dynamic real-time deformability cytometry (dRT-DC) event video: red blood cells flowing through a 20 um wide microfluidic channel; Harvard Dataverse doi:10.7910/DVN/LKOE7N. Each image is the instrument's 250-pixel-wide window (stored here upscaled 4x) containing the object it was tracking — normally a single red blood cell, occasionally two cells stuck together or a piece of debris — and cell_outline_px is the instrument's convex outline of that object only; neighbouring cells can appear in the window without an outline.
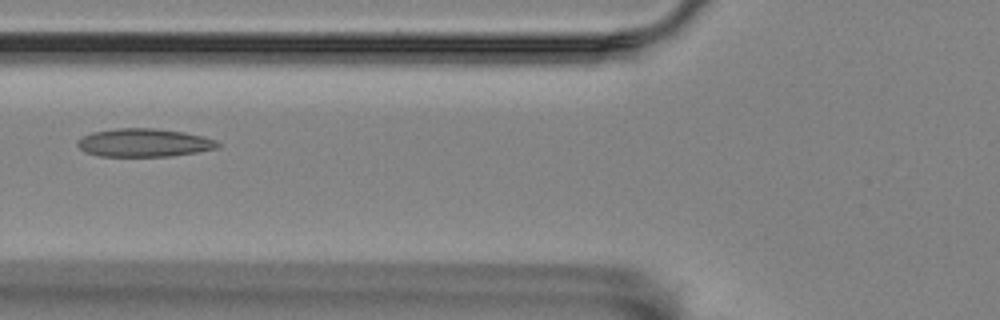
{"species": "Egyptian fruit bat (a non-hibernating species)", "species_latin": "Rousettus aegyptiacus", "temperature_condition": "room temperature", "stored_images_in_passage": 8, "camera_frame_rate_fps": 3000, "um_per_image_px": 0.085, "animal": {"sex": "female"}, "frame": {"image": 1, "passage_image": 7, "time_ms": 2.0, "image_size_px": [1000, 320], "cell_outline_px": [[220, 148], [172, 156], [100, 156], [84, 152], [76, 144], [76, 140], [80, 136], [92, 132], [116, 128], [152, 128], [184, 132], [204, 136], [216, 140], [220, 144]], "centroid_in_image_um": [12.22, 12.13], "position_along_channel_um": 113.6, "area_um2": 23.29}}
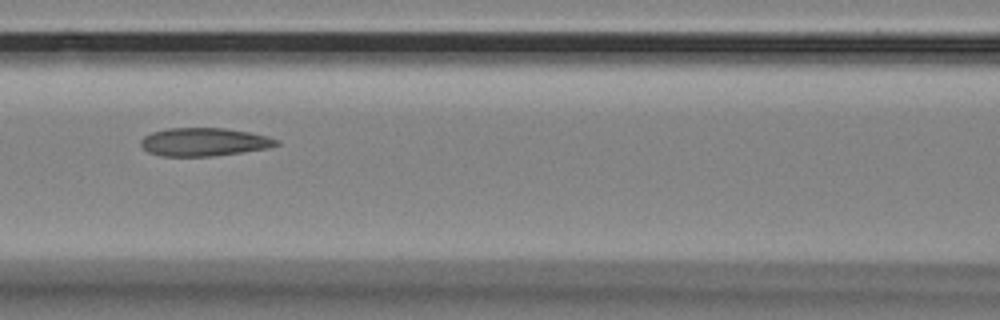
{"frame": {"image": 2, "passage_image": 8, "time_ms": 2.333, "image_size_px": [1000, 320], "cell_outline_px": [[280, 144], [264, 148], [240, 152], [212, 156], [160, 156], [148, 152], [140, 144], [140, 140], [144, 136], [152, 132], [168, 128], [224, 128], [248, 132], [268, 136], [280, 140]], "centroid_in_image_um": [17.31, 12.06], "position_along_channel_um": 149.3, "area_um2": 22.14}}